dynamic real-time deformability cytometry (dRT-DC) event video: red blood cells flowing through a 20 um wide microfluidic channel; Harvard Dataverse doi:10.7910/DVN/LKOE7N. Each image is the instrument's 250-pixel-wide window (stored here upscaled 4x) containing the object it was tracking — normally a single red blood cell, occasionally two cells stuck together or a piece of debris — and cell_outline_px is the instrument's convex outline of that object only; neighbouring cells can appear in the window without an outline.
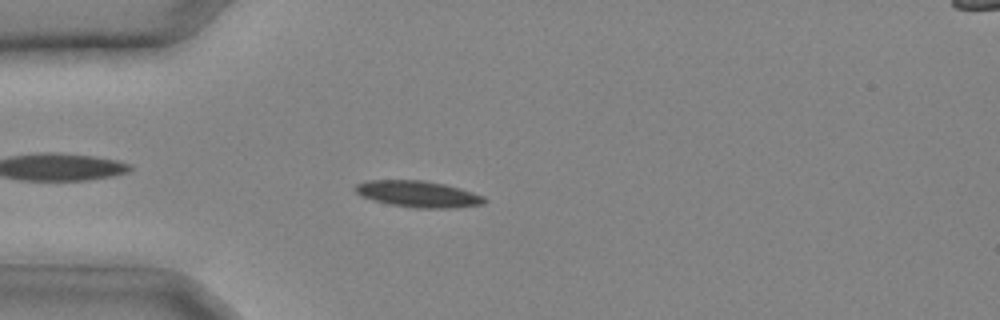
{"species": "common noctule bat (a hibernating species)", "species_latin": "Nyctalus noctula", "temperature_condition": "cold", "stored_images_in_passage": 31, "camera_frame_rate_fps": 3000, "um_per_image_px": 0.085, "animal": {"sex": "male", "body_mass_g": 20.4}, "frame": {"image": 1, "passage_image": 8, "time_ms": 2.333, "image_size_px": [1000, 320], "cell_outline_px": [[488, 200], [484, 204], [452, 208], [416, 208], [388, 204], [360, 196], [352, 188], [356, 184], [364, 180], [424, 180], [444, 184], [460, 188], [484, 196]], "centroid_in_image_um": [35.51, 16.49], "position_along_channel_um": 49.5, "area_um2": 20.06}}
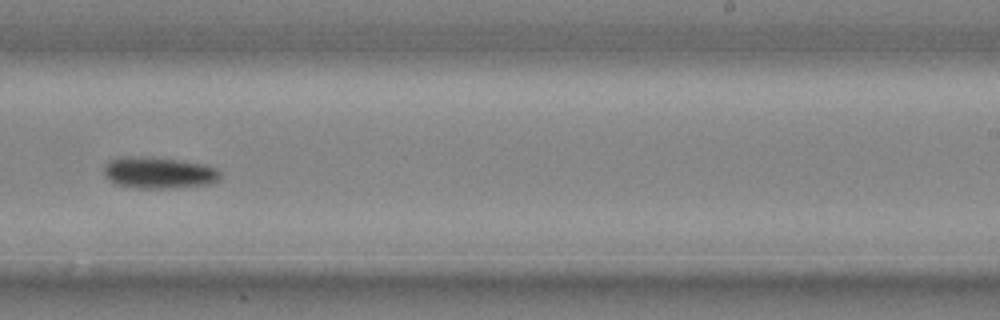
{"frame": {"image": 2, "passage_image": 20, "time_ms": 6.333, "image_size_px": [1000, 320], "cell_outline_px": [[220, 180], [212, 184], [172, 188], [140, 188], [116, 184], [104, 172], [104, 164], [120, 156], [144, 156], [180, 160], [208, 164], [216, 168], [220, 172]], "centroid_in_image_um": [13.56, 14.67], "position_along_channel_um": 275.4, "area_um2": 21.5}}
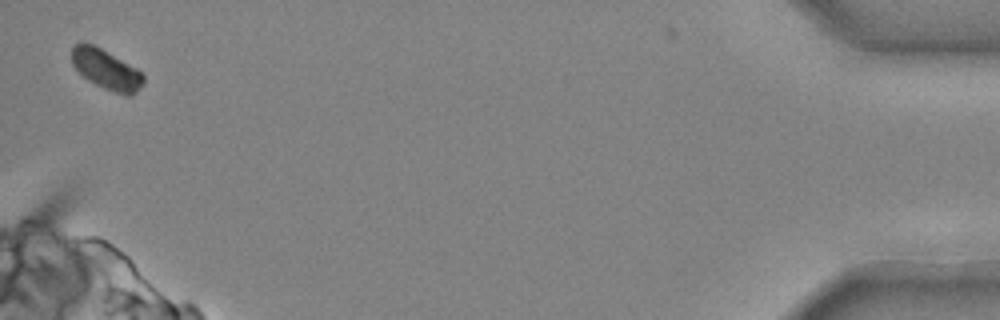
{"frame": {"image": 3, "passage_image": 31, "time_ms": 10.0, "image_size_px": [1000, 320], "cell_outline_px": [[144, 84], [132, 96], [124, 96], [104, 88], [88, 80], [72, 64], [72, 48], [80, 40], [84, 40], [100, 48], [136, 68], [144, 76]], "centroid_in_image_um": [9.04, 5.9], "position_along_channel_um": 426.2, "area_um2": 16.65}}